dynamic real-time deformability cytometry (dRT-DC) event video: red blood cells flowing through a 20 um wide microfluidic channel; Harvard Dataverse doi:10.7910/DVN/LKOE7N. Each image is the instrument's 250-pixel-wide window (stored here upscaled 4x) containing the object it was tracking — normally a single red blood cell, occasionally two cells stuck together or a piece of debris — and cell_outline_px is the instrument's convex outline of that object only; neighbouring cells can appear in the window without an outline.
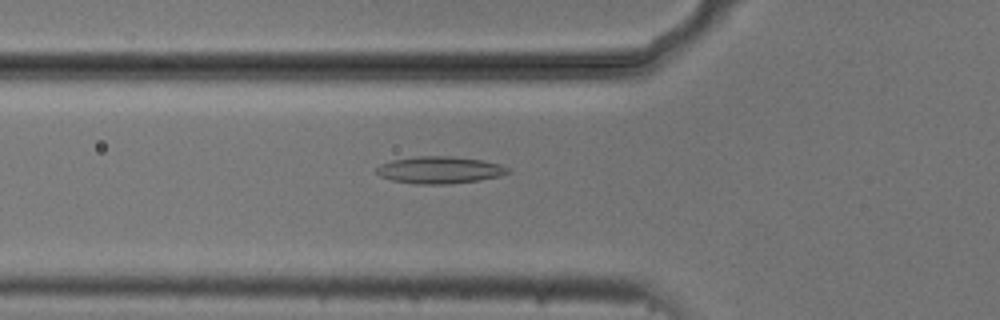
{"species": "common noctule bat (a hibernating species)", "species_latin": "Nyctalus noctula", "temperature_condition": "cold", "stored_images_in_passage": 33, "camera_frame_rate_fps": 3000, "um_per_image_px": 0.085, "animal": {"sex": "male", "body_mass_g": 20.5, "forearm_length_mm": 52.5}, "frame": {"image": 1, "passage_image": 2, "time_ms": 0.333, "image_size_px": [1000, 320], "cell_outline_px": [[512, 172], [500, 176], [480, 180], [448, 184], [416, 184], [392, 180], [380, 176], [376, 172], [376, 168], [380, 164], [392, 160], [416, 156], [452, 156], [480, 160], [500, 164], [508, 168]], "centroid_in_image_um": [37.37, 14.45], "position_along_channel_um": 88.4, "area_um2": 20.75}}
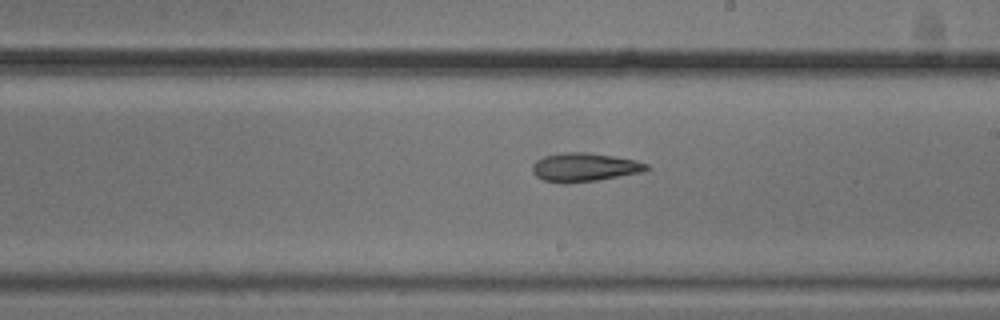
{"frame": {"image": 2, "passage_image": 14, "time_ms": 4.333, "image_size_px": [1000, 320], "cell_outline_px": [[648, 168], [644, 172], [596, 180], [544, 180], [536, 176], [532, 172], [532, 164], [536, 160], [544, 156], [564, 152], [584, 152], [612, 156], [636, 160], [648, 164]], "centroid_in_image_um": [49.71, 14.17], "position_along_channel_um": 239.3, "area_um2": 18.26}}
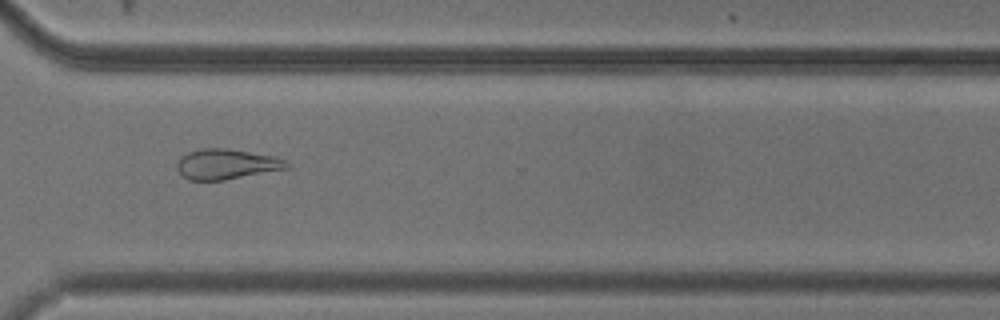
{"frame": {"image": 3, "passage_image": 23, "time_ms": 7.333, "image_size_px": [1000, 320], "cell_outline_px": [[292, 164], [288, 168], [224, 180], [188, 180], [176, 168], [176, 164], [180, 156], [188, 152], [204, 148], [224, 148], [272, 156], [284, 160]], "centroid_in_image_um": [19.22, 13.95], "position_along_channel_um": 351.4, "area_um2": 19.13}}